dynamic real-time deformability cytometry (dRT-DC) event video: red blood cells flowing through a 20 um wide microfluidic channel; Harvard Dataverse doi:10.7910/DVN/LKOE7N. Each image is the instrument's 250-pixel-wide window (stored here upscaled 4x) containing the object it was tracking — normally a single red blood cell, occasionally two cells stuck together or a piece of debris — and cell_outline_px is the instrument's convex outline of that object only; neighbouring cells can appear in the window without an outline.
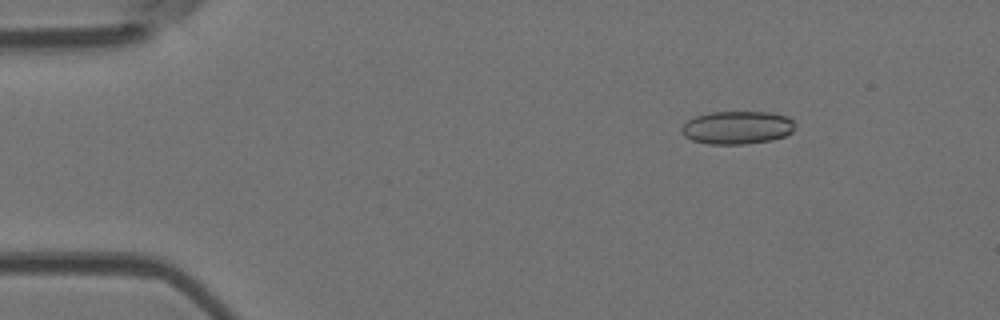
{"species": "Egyptian fruit bat (a non-hibernating species)", "species_latin": "Rousettus aegyptiacus", "temperature_condition": "room temperature", "stored_images_in_passage": 3, "camera_frame_rate_fps": 3000, "um_per_image_px": 0.085, "animal": {"sex": "female"}, "frame": {"image": 1, "passage_image": 3, "time_ms": 2.333, "image_size_px": [1000, 320], "cell_outline_px": [[792, 132], [784, 136], [772, 140], [744, 144], [708, 144], [692, 140], [684, 136], [680, 132], [680, 128], [688, 120], [696, 116], [712, 112], [768, 112], [788, 116], [792, 120]], "centroid_in_image_um": [62.62, 10.85], "position_along_channel_um": 22.4, "area_um2": 21.79}}